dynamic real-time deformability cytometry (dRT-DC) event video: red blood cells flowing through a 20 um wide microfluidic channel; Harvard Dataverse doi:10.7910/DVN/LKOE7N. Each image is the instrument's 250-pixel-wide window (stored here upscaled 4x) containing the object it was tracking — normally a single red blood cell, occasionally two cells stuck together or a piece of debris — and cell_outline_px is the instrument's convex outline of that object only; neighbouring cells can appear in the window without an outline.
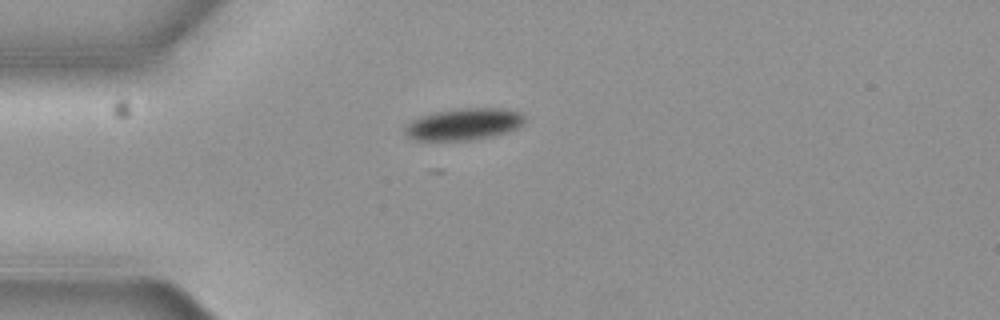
{"species": "common noctule bat (a hibernating species)", "species_latin": "Nyctalus noctula", "temperature_condition": "cold", "stored_images_in_passage": 4, "camera_frame_rate_fps": 3000, "um_per_image_px": 0.085, "animal": {"sex": "female", "body_mass_g": 19.3, "forearm_length_mm": 54.1}, "frame": {"image": 1, "passage_image": 1, "time_ms": 0.0, "image_size_px": [1000, 320], "cell_outline_px": [[524, 124], [520, 128], [508, 132], [492, 136], [468, 140], [416, 140], [408, 136], [404, 132], [404, 128], [412, 120], [420, 116], [436, 112], [456, 108], [504, 108], [520, 112], [524, 116]], "centroid_in_image_um": [39.46, 10.55], "position_along_channel_um": 45.5, "area_um2": 22.25}}
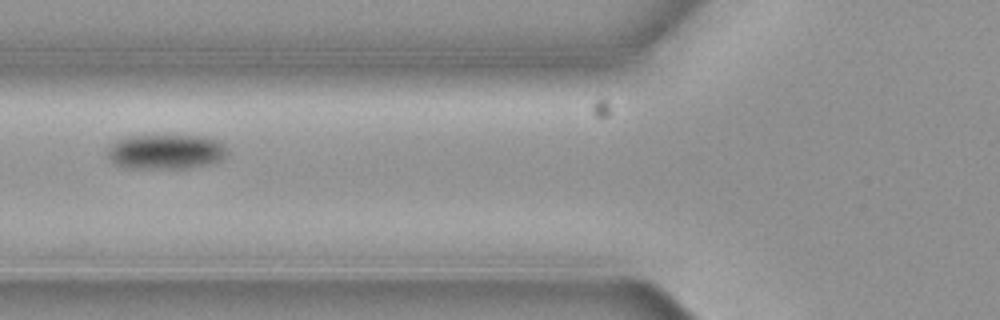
{"frame": {"image": 2, "passage_image": 3, "time_ms": 0.667, "image_size_px": [1000, 320], "cell_outline_px": [[228, 156], [212, 164], [188, 168], [128, 168], [112, 164], [104, 152], [108, 144], [116, 140], [128, 136], [204, 136], [220, 140], [228, 148]], "centroid_in_image_um": [14.08, 12.9], "position_along_channel_um": 111.7, "area_um2": 25.03}}
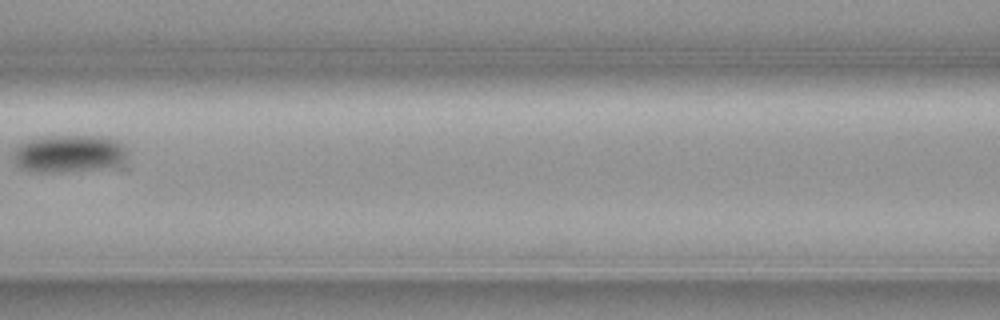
{"frame": {"image": 3, "passage_image": 4, "time_ms": 1.0, "image_size_px": [1000, 320], "cell_outline_px": [[128, 168], [64, 172], [36, 172], [20, 168], [16, 164], [12, 156], [12, 152], [20, 144], [36, 136], [108, 136], [120, 140], [128, 148]], "centroid_in_image_um": [6.05, 13.09], "position_along_channel_um": 160.6, "area_um2": 26.7}}